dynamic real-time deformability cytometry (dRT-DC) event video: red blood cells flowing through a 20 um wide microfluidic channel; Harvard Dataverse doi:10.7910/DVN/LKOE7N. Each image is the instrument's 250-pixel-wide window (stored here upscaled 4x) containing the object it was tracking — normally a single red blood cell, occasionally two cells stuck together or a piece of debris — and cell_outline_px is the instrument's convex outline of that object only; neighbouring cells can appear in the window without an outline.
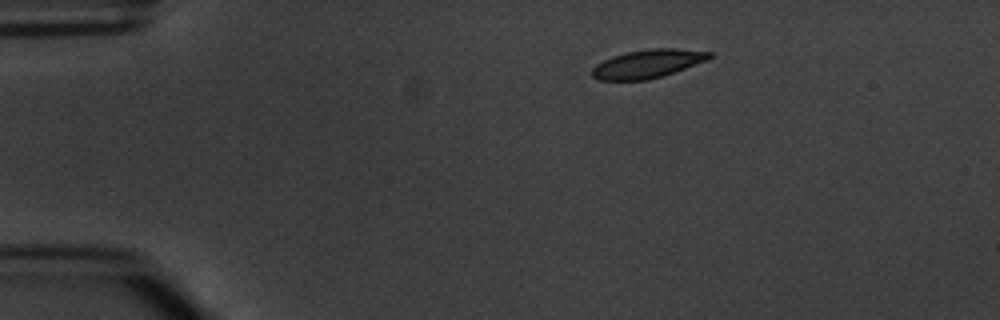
{"species": "common noctule bat (a hibernating species)", "species_latin": "Nyctalus noctula", "temperature_condition": "warm", "stored_images_in_passage": 2, "camera_frame_rate_fps": 3000, "um_per_image_px": 0.085, "animal": {"sex": "male", "body_mass_g": 20.1, "forearm_length_mm": 53.5}, "frame": {"image": 1, "passage_image": 2, "time_ms": 1.333, "image_size_px": [1000, 320], "cell_outline_px": [[712, 56], [708, 60], [660, 76], [644, 80], [596, 80], [592, 76], [592, 68], [596, 64], [612, 56], [628, 52], [652, 48], [676, 48], [712, 52]], "centroid_in_image_um": [55.03, 5.41], "position_along_channel_um": 30.0, "area_um2": 19.19}}